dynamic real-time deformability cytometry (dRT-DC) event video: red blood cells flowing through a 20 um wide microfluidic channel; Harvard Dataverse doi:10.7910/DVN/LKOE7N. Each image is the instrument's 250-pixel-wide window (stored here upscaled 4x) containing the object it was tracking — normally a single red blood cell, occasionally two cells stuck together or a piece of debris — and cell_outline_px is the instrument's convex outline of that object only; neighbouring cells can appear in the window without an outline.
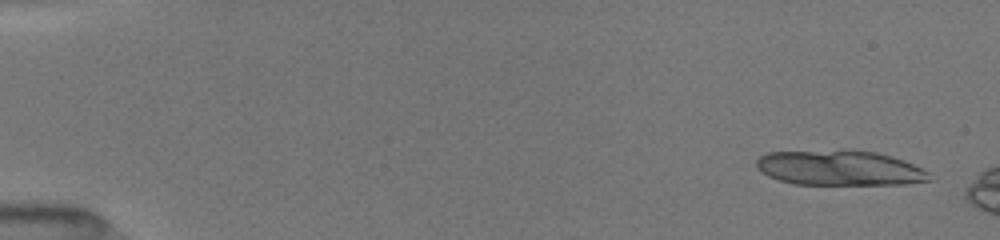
{"species": "common noctule bat (a hibernating species)", "species_latin": "Nyctalus noctula", "temperature_condition": "room temperature", "stored_images_in_passage": 14, "camera_frame_rate_fps": 3000, "um_per_image_px": 0.085, "animal": {"sex": "female", "body_mass_g": 19.5, "forearm_length_mm": 54.1}, "frame": {"image": 1, "passage_image": 3, "time_ms": 0.667, "image_size_px": [1000, 240], "cell_outline_px": [[928, 180], [900, 184], [792, 184], [768, 176], [756, 164], [756, 160], [760, 156], [768, 152], [876, 152], [912, 164], [928, 172]], "centroid_in_image_um": [71.32, 14.31], "position_along_channel_um": 13.7, "area_um2": 33.76}}